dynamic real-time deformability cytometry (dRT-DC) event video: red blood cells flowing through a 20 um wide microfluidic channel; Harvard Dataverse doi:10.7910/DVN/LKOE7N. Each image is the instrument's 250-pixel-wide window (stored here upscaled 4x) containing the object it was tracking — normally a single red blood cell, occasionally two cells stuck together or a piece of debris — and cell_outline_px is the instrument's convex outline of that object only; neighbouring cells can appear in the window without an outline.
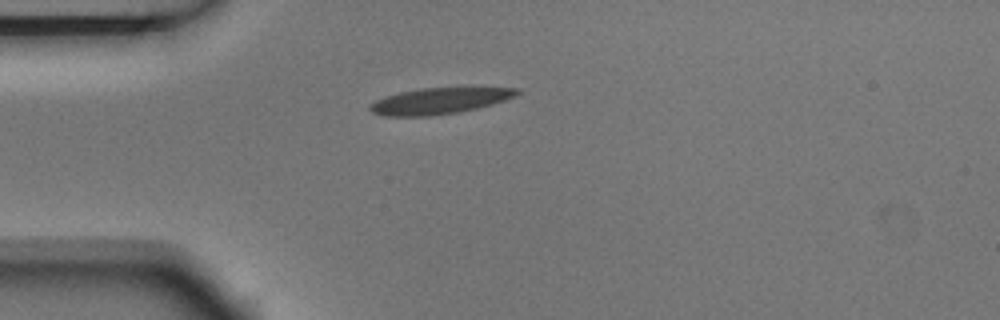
{"species": "Egyptian fruit bat (a non-hibernating species)", "species_latin": "Rousettus aegyptiacus", "temperature_condition": "room temperature", "stored_images_in_passage": 1, "camera_frame_rate_fps": 3000, "um_per_image_px": 0.085, "animal": {"sex": "male"}, "frame": {"image": 1, "passage_image": 1, "time_ms": 0.0, "image_size_px": [1000, 320], "cell_outline_px": [[520, 92], [504, 100], [492, 104], [460, 112], [428, 116], [384, 116], [372, 112], [368, 108], [368, 104], [384, 96], [400, 92], [420, 88], [480, 84], [520, 88]], "centroid_in_image_um": [37.45, 8.51], "position_along_channel_um": 47.6, "area_um2": 23.64}}